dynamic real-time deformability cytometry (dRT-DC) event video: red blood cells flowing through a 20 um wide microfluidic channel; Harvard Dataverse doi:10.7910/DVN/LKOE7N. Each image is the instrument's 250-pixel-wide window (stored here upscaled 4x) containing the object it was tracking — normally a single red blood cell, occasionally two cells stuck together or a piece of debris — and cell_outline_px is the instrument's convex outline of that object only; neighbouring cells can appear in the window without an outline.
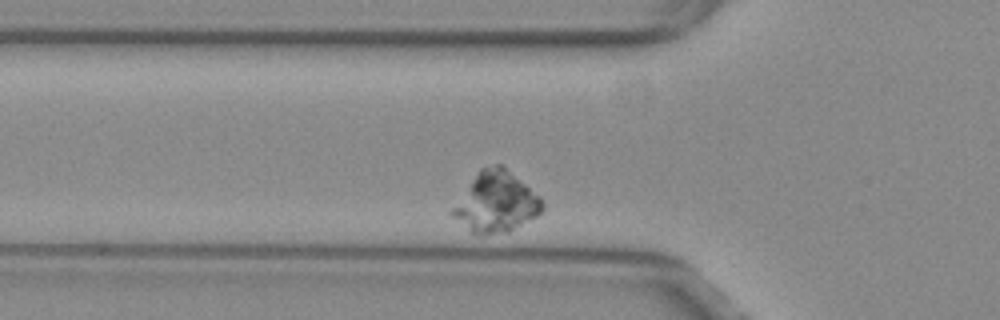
{"species": "common noctule bat (a hibernating species)", "species_latin": "Nyctalus noctula", "temperature_condition": "warm", "stored_images_in_passage": 48, "camera_frame_rate_fps": 3000, "um_per_image_px": 0.085, "animal": {"sex": "female", "body_mass_g": 29.2, "forearm_length_mm": 56.3}, "frame": {"image": 1, "passage_image": 8, "time_ms": 2.333, "image_size_px": [1000, 320], "cell_outline_px": [[544, 208], [536, 216], [508, 232], [484, 236], [476, 236], [452, 216], [448, 212], [480, 168], [496, 164], [504, 164], [540, 196], [544, 200]], "centroid_in_image_um": [42.16, 17.18], "position_along_channel_um": 83.6, "area_um2": 32.02}}
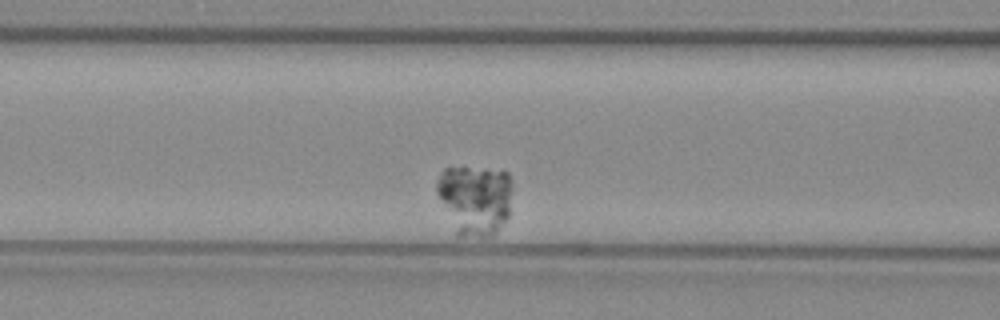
{"frame": {"image": 2, "passage_image": 12, "time_ms": 3.667, "image_size_px": [1000, 320], "cell_outline_px": [[512, 188], [508, 216], [496, 232], [492, 236], [456, 236], [436, 192], [436, 180], [440, 172], [444, 168], [504, 168], [508, 172], [512, 180]], "centroid_in_image_um": [40.38, 16.93], "position_along_channel_um": 126.2, "area_um2": 31.5}}
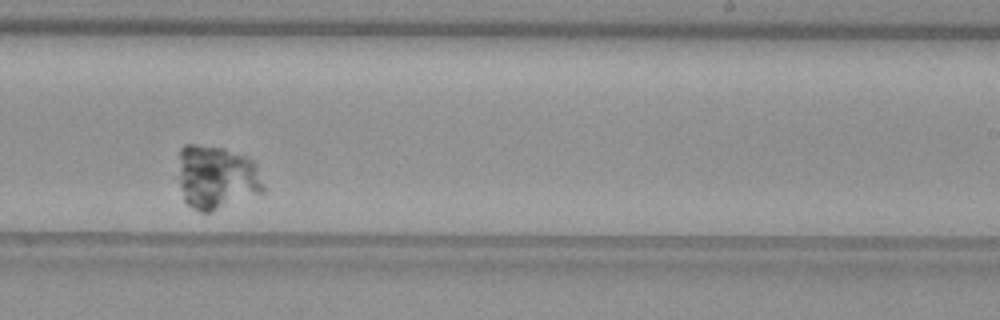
{"frame": {"image": 3, "passage_image": 25, "time_ms": 8.0, "image_size_px": [1000, 320], "cell_outline_px": [[264, 192], [212, 212], [200, 212], [192, 208], [184, 200], [176, 176], [180, 148], [184, 144], [196, 144], [224, 148], [248, 156], [256, 164], [264, 184]], "centroid_in_image_um": [18.37, 15.06], "position_along_channel_um": 270.6, "area_um2": 32.48}}